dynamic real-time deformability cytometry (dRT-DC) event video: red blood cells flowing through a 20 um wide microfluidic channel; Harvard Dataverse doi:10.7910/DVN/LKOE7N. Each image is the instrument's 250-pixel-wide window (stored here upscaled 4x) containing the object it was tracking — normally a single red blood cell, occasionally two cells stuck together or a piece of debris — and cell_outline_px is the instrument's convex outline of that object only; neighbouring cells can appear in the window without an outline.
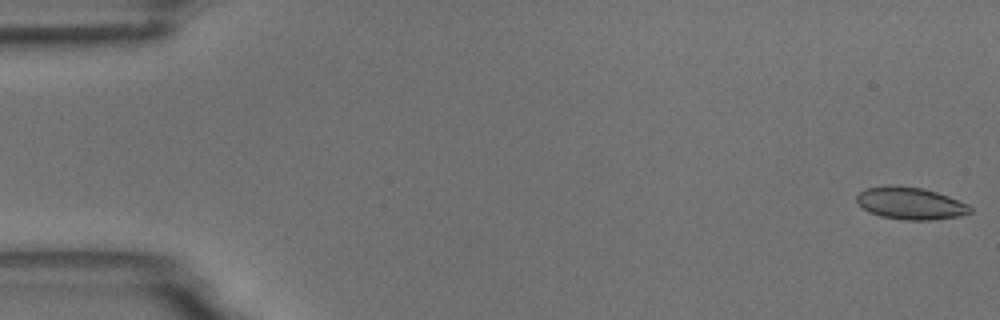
{"species": "common noctule bat (a hibernating species)", "species_latin": "Nyctalus noctula", "temperature_condition": "room temperature", "stored_images_in_passage": 9, "camera_frame_rate_fps": 3000, "um_per_image_px": 0.085, "animal": {"sex": "male", "body_mass_g": 18.8}, "frame": {"image": 1, "passage_image": 1, "time_ms": 0.0, "image_size_px": [1000, 320], "cell_outline_px": [[972, 212], [956, 216], [932, 220], [904, 220], [880, 216], [868, 212], [856, 200], [856, 196], [860, 192], [868, 188], [888, 184], [896, 184], [920, 188], [936, 192], [948, 196], [968, 204], [972, 208]], "centroid_in_image_um": [77.37, 17.27], "position_along_channel_um": 7.6, "area_um2": 21.27}}
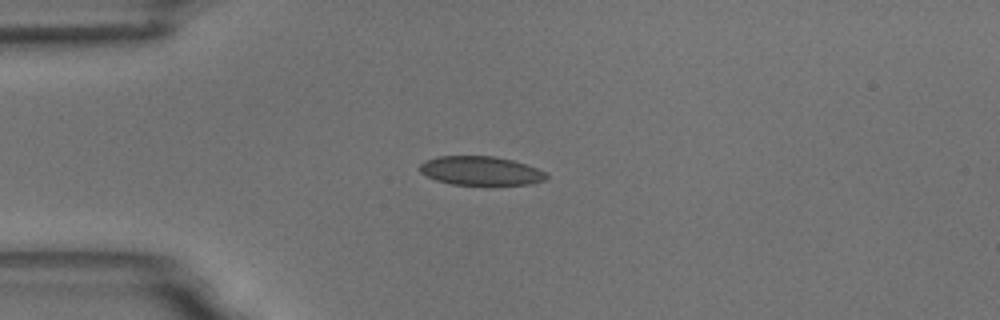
{"frame": {"image": 2, "passage_image": 4, "time_ms": 4.333, "image_size_px": [1000, 320], "cell_outline_px": [[548, 180], [536, 184], [492, 188], [452, 184], [436, 180], [420, 172], [416, 168], [424, 160], [436, 156], [492, 156], [512, 160], [536, 168], [544, 172], [548, 176]], "centroid_in_image_um": [40.89, 14.58], "position_along_channel_um": 44.1, "area_um2": 22.54}}
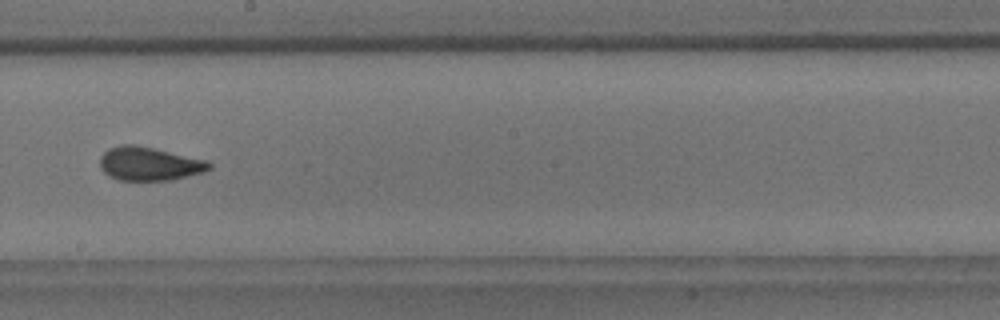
{"frame": {"image": 3, "passage_image": 9, "time_ms": 10.0, "image_size_px": [1000, 320], "cell_outline_px": [[212, 168], [204, 172], [172, 180], [120, 180], [108, 176], [100, 168], [100, 156], [108, 148], [120, 144], [136, 144], [208, 160], [212, 164]], "centroid_in_image_um": [12.69, 13.91], "position_along_channel_um": 235.5, "area_um2": 21.68}}